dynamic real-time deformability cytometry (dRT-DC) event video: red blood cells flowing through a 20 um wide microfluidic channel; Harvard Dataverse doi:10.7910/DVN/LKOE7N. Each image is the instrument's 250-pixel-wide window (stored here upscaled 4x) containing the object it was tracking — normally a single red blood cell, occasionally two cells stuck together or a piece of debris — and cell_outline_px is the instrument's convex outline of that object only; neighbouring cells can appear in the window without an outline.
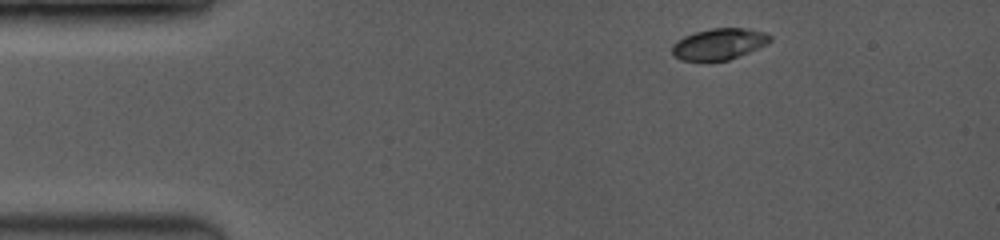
{"species": "common noctule bat (a hibernating species)", "species_latin": "Nyctalus noctula", "temperature_condition": "room temperature", "stored_images_in_passage": 7, "camera_frame_rate_fps": 3500, "um_per_image_px": 0.085, "animal": {"sex": "female", "body_mass_g": 19.0, "forearm_length_mm": 53.3}, "frame": {"image": 1, "passage_image": 2, "time_ms": 0.857, "image_size_px": [1000, 240], "cell_outline_px": [[772, 40], [768, 44], [728, 60], [680, 60], [672, 56], [672, 44], [676, 40], [684, 36], [696, 32], [712, 28], [748, 28], [764, 32], [772, 36]], "centroid_in_image_um": [61.11, 3.73], "position_along_channel_um": 23.9, "area_um2": 17.86}}
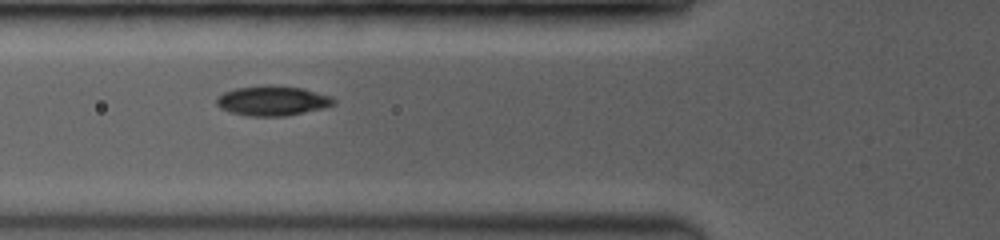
{"frame": {"image": 2, "passage_image": 6, "time_ms": 4.571, "image_size_px": [1000, 240], "cell_outline_px": [[336, 104], [324, 108], [288, 116], [248, 116], [232, 112], [220, 108], [216, 104], [216, 96], [224, 92], [236, 88], [268, 84], [304, 88], [332, 96], [336, 100]], "centroid_in_image_um": [23.19, 8.55], "position_along_channel_um": 102.6, "area_um2": 20.69}}
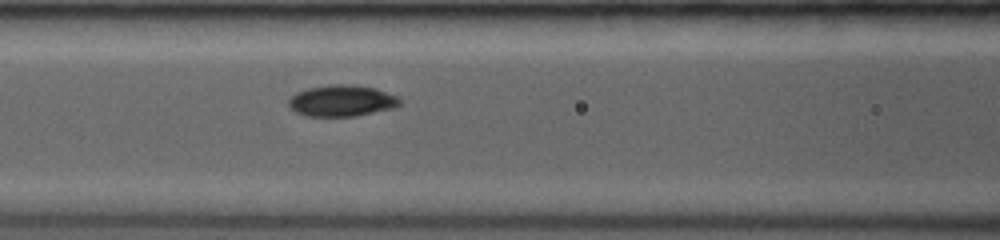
{"frame": {"image": 3, "passage_image": 7, "time_ms": 5.429, "image_size_px": [1000, 240], "cell_outline_px": [[404, 100], [396, 108], [356, 116], [304, 116], [288, 108], [288, 100], [296, 92], [308, 88], [328, 84], [356, 84], [376, 88], [396, 96]], "centroid_in_image_um": [29.06, 8.56], "position_along_channel_um": 137.5, "area_um2": 20.75}}